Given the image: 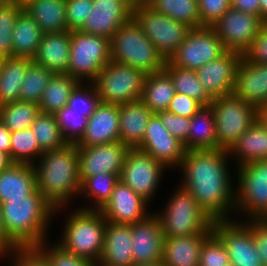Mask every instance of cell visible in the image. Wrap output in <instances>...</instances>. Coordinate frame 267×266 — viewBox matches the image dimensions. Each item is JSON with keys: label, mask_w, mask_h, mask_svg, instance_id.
Listing matches in <instances>:
<instances>
[{"label": "cell", "mask_w": 267, "mask_h": 266, "mask_svg": "<svg viewBox=\"0 0 267 266\" xmlns=\"http://www.w3.org/2000/svg\"><path fill=\"white\" fill-rule=\"evenodd\" d=\"M231 6L244 13L260 15V0H232Z\"/></svg>", "instance_id": "cell-55"}, {"label": "cell", "mask_w": 267, "mask_h": 266, "mask_svg": "<svg viewBox=\"0 0 267 266\" xmlns=\"http://www.w3.org/2000/svg\"><path fill=\"white\" fill-rule=\"evenodd\" d=\"M54 116L66 143L77 144L83 137L88 123L84 113L73 111L66 105Z\"/></svg>", "instance_id": "cell-43"}, {"label": "cell", "mask_w": 267, "mask_h": 266, "mask_svg": "<svg viewBox=\"0 0 267 266\" xmlns=\"http://www.w3.org/2000/svg\"><path fill=\"white\" fill-rule=\"evenodd\" d=\"M260 18L267 23V0H260Z\"/></svg>", "instance_id": "cell-60"}, {"label": "cell", "mask_w": 267, "mask_h": 266, "mask_svg": "<svg viewBox=\"0 0 267 266\" xmlns=\"http://www.w3.org/2000/svg\"><path fill=\"white\" fill-rule=\"evenodd\" d=\"M119 142V105L100 103L88 118L83 137L77 147Z\"/></svg>", "instance_id": "cell-23"}, {"label": "cell", "mask_w": 267, "mask_h": 266, "mask_svg": "<svg viewBox=\"0 0 267 266\" xmlns=\"http://www.w3.org/2000/svg\"><path fill=\"white\" fill-rule=\"evenodd\" d=\"M148 203L119 180L112 192L110 201L101 212L109 222L133 224L150 215L146 208Z\"/></svg>", "instance_id": "cell-22"}, {"label": "cell", "mask_w": 267, "mask_h": 266, "mask_svg": "<svg viewBox=\"0 0 267 266\" xmlns=\"http://www.w3.org/2000/svg\"><path fill=\"white\" fill-rule=\"evenodd\" d=\"M176 91L170 76L164 71L147 74L141 101L154 113L167 111Z\"/></svg>", "instance_id": "cell-34"}, {"label": "cell", "mask_w": 267, "mask_h": 266, "mask_svg": "<svg viewBox=\"0 0 267 266\" xmlns=\"http://www.w3.org/2000/svg\"><path fill=\"white\" fill-rule=\"evenodd\" d=\"M213 234L222 242L233 266H263L256 250L250 228L231 219L216 220L212 225Z\"/></svg>", "instance_id": "cell-15"}, {"label": "cell", "mask_w": 267, "mask_h": 266, "mask_svg": "<svg viewBox=\"0 0 267 266\" xmlns=\"http://www.w3.org/2000/svg\"><path fill=\"white\" fill-rule=\"evenodd\" d=\"M30 128L43 152L58 149L67 144L54 114L40 112Z\"/></svg>", "instance_id": "cell-40"}, {"label": "cell", "mask_w": 267, "mask_h": 266, "mask_svg": "<svg viewBox=\"0 0 267 266\" xmlns=\"http://www.w3.org/2000/svg\"><path fill=\"white\" fill-rule=\"evenodd\" d=\"M79 81L68 74H54L39 101L41 112L55 114L67 105Z\"/></svg>", "instance_id": "cell-36"}, {"label": "cell", "mask_w": 267, "mask_h": 266, "mask_svg": "<svg viewBox=\"0 0 267 266\" xmlns=\"http://www.w3.org/2000/svg\"><path fill=\"white\" fill-rule=\"evenodd\" d=\"M265 24L260 15L244 13L231 6L212 25V28L227 51H235L243 55Z\"/></svg>", "instance_id": "cell-13"}, {"label": "cell", "mask_w": 267, "mask_h": 266, "mask_svg": "<svg viewBox=\"0 0 267 266\" xmlns=\"http://www.w3.org/2000/svg\"><path fill=\"white\" fill-rule=\"evenodd\" d=\"M53 75L52 71L33 62L22 80L19 100L39 104L42 94Z\"/></svg>", "instance_id": "cell-41"}, {"label": "cell", "mask_w": 267, "mask_h": 266, "mask_svg": "<svg viewBox=\"0 0 267 266\" xmlns=\"http://www.w3.org/2000/svg\"><path fill=\"white\" fill-rule=\"evenodd\" d=\"M153 114L141 100L119 105V142L137 149Z\"/></svg>", "instance_id": "cell-25"}, {"label": "cell", "mask_w": 267, "mask_h": 266, "mask_svg": "<svg viewBox=\"0 0 267 266\" xmlns=\"http://www.w3.org/2000/svg\"><path fill=\"white\" fill-rule=\"evenodd\" d=\"M165 208L164 212H160L162 214L156 213L165 237L213 234L214 220L206 214L185 187L179 186Z\"/></svg>", "instance_id": "cell-6"}, {"label": "cell", "mask_w": 267, "mask_h": 266, "mask_svg": "<svg viewBox=\"0 0 267 266\" xmlns=\"http://www.w3.org/2000/svg\"><path fill=\"white\" fill-rule=\"evenodd\" d=\"M228 155L225 149L188 150L179 166L184 175L181 186L214 221L231 219L229 212L235 210V192L226 163Z\"/></svg>", "instance_id": "cell-1"}, {"label": "cell", "mask_w": 267, "mask_h": 266, "mask_svg": "<svg viewBox=\"0 0 267 266\" xmlns=\"http://www.w3.org/2000/svg\"><path fill=\"white\" fill-rule=\"evenodd\" d=\"M16 248L17 247L8 239V237L5 234V229L2 221V213L0 208V257H4V255L11 256L12 255L11 252Z\"/></svg>", "instance_id": "cell-56"}, {"label": "cell", "mask_w": 267, "mask_h": 266, "mask_svg": "<svg viewBox=\"0 0 267 266\" xmlns=\"http://www.w3.org/2000/svg\"><path fill=\"white\" fill-rule=\"evenodd\" d=\"M137 149L152 156L165 168L179 167L186 152L184 144L167 131L156 114L149 119L143 141Z\"/></svg>", "instance_id": "cell-17"}, {"label": "cell", "mask_w": 267, "mask_h": 266, "mask_svg": "<svg viewBox=\"0 0 267 266\" xmlns=\"http://www.w3.org/2000/svg\"><path fill=\"white\" fill-rule=\"evenodd\" d=\"M37 189L32 164L13 163L0 172V204L10 199L26 198Z\"/></svg>", "instance_id": "cell-28"}, {"label": "cell", "mask_w": 267, "mask_h": 266, "mask_svg": "<svg viewBox=\"0 0 267 266\" xmlns=\"http://www.w3.org/2000/svg\"><path fill=\"white\" fill-rule=\"evenodd\" d=\"M233 94L259 108L267 104V64L253 63L244 55L237 67Z\"/></svg>", "instance_id": "cell-21"}, {"label": "cell", "mask_w": 267, "mask_h": 266, "mask_svg": "<svg viewBox=\"0 0 267 266\" xmlns=\"http://www.w3.org/2000/svg\"><path fill=\"white\" fill-rule=\"evenodd\" d=\"M165 169L149 154L138 149H130L125 157L120 181L148 202L155 195L162 171Z\"/></svg>", "instance_id": "cell-14"}, {"label": "cell", "mask_w": 267, "mask_h": 266, "mask_svg": "<svg viewBox=\"0 0 267 266\" xmlns=\"http://www.w3.org/2000/svg\"><path fill=\"white\" fill-rule=\"evenodd\" d=\"M241 53L227 51L220 58L210 61L196 70L207 93L214 99L233 94Z\"/></svg>", "instance_id": "cell-20"}, {"label": "cell", "mask_w": 267, "mask_h": 266, "mask_svg": "<svg viewBox=\"0 0 267 266\" xmlns=\"http://www.w3.org/2000/svg\"><path fill=\"white\" fill-rule=\"evenodd\" d=\"M88 86H83V82H79L72 90L67 106L73 111L84 113L89 118L101 103L97 89L93 82Z\"/></svg>", "instance_id": "cell-45"}, {"label": "cell", "mask_w": 267, "mask_h": 266, "mask_svg": "<svg viewBox=\"0 0 267 266\" xmlns=\"http://www.w3.org/2000/svg\"><path fill=\"white\" fill-rule=\"evenodd\" d=\"M67 218L62 241L65 251L98 263L104 247L107 220L101 211L77 209Z\"/></svg>", "instance_id": "cell-4"}, {"label": "cell", "mask_w": 267, "mask_h": 266, "mask_svg": "<svg viewBox=\"0 0 267 266\" xmlns=\"http://www.w3.org/2000/svg\"><path fill=\"white\" fill-rule=\"evenodd\" d=\"M41 110L34 102L15 101L0 106V121L11 132L30 128Z\"/></svg>", "instance_id": "cell-39"}, {"label": "cell", "mask_w": 267, "mask_h": 266, "mask_svg": "<svg viewBox=\"0 0 267 266\" xmlns=\"http://www.w3.org/2000/svg\"><path fill=\"white\" fill-rule=\"evenodd\" d=\"M38 159L37 165H33L37 189L55 212L59 211L80 191L77 144L67 143L61 148L46 151Z\"/></svg>", "instance_id": "cell-2"}, {"label": "cell", "mask_w": 267, "mask_h": 266, "mask_svg": "<svg viewBox=\"0 0 267 266\" xmlns=\"http://www.w3.org/2000/svg\"><path fill=\"white\" fill-rule=\"evenodd\" d=\"M217 149L216 122L211 105L202 106L190 118L188 150Z\"/></svg>", "instance_id": "cell-33"}, {"label": "cell", "mask_w": 267, "mask_h": 266, "mask_svg": "<svg viewBox=\"0 0 267 266\" xmlns=\"http://www.w3.org/2000/svg\"><path fill=\"white\" fill-rule=\"evenodd\" d=\"M13 163L9 154L0 151V172L9 168Z\"/></svg>", "instance_id": "cell-58"}, {"label": "cell", "mask_w": 267, "mask_h": 266, "mask_svg": "<svg viewBox=\"0 0 267 266\" xmlns=\"http://www.w3.org/2000/svg\"><path fill=\"white\" fill-rule=\"evenodd\" d=\"M131 226L134 263L150 264L162 261L165 235L156 213Z\"/></svg>", "instance_id": "cell-19"}, {"label": "cell", "mask_w": 267, "mask_h": 266, "mask_svg": "<svg viewBox=\"0 0 267 266\" xmlns=\"http://www.w3.org/2000/svg\"><path fill=\"white\" fill-rule=\"evenodd\" d=\"M0 208L5 234L16 247H37L46 241L55 209L38 189L26 198L5 201Z\"/></svg>", "instance_id": "cell-3"}, {"label": "cell", "mask_w": 267, "mask_h": 266, "mask_svg": "<svg viewBox=\"0 0 267 266\" xmlns=\"http://www.w3.org/2000/svg\"><path fill=\"white\" fill-rule=\"evenodd\" d=\"M238 160V167L258 160H267V128L256 120L228 150Z\"/></svg>", "instance_id": "cell-30"}, {"label": "cell", "mask_w": 267, "mask_h": 266, "mask_svg": "<svg viewBox=\"0 0 267 266\" xmlns=\"http://www.w3.org/2000/svg\"><path fill=\"white\" fill-rule=\"evenodd\" d=\"M131 266H166L163 261L157 262V263H150V264H137L134 263Z\"/></svg>", "instance_id": "cell-62"}, {"label": "cell", "mask_w": 267, "mask_h": 266, "mask_svg": "<svg viewBox=\"0 0 267 266\" xmlns=\"http://www.w3.org/2000/svg\"><path fill=\"white\" fill-rule=\"evenodd\" d=\"M32 59L6 57L0 65V106L19 100L22 80Z\"/></svg>", "instance_id": "cell-32"}, {"label": "cell", "mask_w": 267, "mask_h": 266, "mask_svg": "<svg viewBox=\"0 0 267 266\" xmlns=\"http://www.w3.org/2000/svg\"><path fill=\"white\" fill-rule=\"evenodd\" d=\"M111 61L129 65L146 74L162 71L164 58L132 18L110 39Z\"/></svg>", "instance_id": "cell-5"}, {"label": "cell", "mask_w": 267, "mask_h": 266, "mask_svg": "<svg viewBox=\"0 0 267 266\" xmlns=\"http://www.w3.org/2000/svg\"><path fill=\"white\" fill-rule=\"evenodd\" d=\"M202 107L200 103L191 97L177 93L170 101L167 111L179 116L191 118Z\"/></svg>", "instance_id": "cell-53"}, {"label": "cell", "mask_w": 267, "mask_h": 266, "mask_svg": "<svg viewBox=\"0 0 267 266\" xmlns=\"http://www.w3.org/2000/svg\"><path fill=\"white\" fill-rule=\"evenodd\" d=\"M129 150L130 148L121 142L77 147L80 178L101 173L120 175Z\"/></svg>", "instance_id": "cell-18"}, {"label": "cell", "mask_w": 267, "mask_h": 266, "mask_svg": "<svg viewBox=\"0 0 267 266\" xmlns=\"http://www.w3.org/2000/svg\"><path fill=\"white\" fill-rule=\"evenodd\" d=\"M110 61V39L79 30L71 31L68 75L79 82L86 79L91 83Z\"/></svg>", "instance_id": "cell-7"}, {"label": "cell", "mask_w": 267, "mask_h": 266, "mask_svg": "<svg viewBox=\"0 0 267 266\" xmlns=\"http://www.w3.org/2000/svg\"><path fill=\"white\" fill-rule=\"evenodd\" d=\"M133 8L141 5H148L150 0H126Z\"/></svg>", "instance_id": "cell-61"}, {"label": "cell", "mask_w": 267, "mask_h": 266, "mask_svg": "<svg viewBox=\"0 0 267 266\" xmlns=\"http://www.w3.org/2000/svg\"><path fill=\"white\" fill-rule=\"evenodd\" d=\"M257 120L267 128V104L257 108Z\"/></svg>", "instance_id": "cell-59"}, {"label": "cell", "mask_w": 267, "mask_h": 266, "mask_svg": "<svg viewBox=\"0 0 267 266\" xmlns=\"http://www.w3.org/2000/svg\"><path fill=\"white\" fill-rule=\"evenodd\" d=\"M230 7V0H198L200 27H212Z\"/></svg>", "instance_id": "cell-50"}, {"label": "cell", "mask_w": 267, "mask_h": 266, "mask_svg": "<svg viewBox=\"0 0 267 266\" xmlns=\"http://www.w3.org/2000/svg\"><path fill=\"white\" fill-rule=\"evenodd\" d=\"M12 1H15L21 5H24L25 3H27L29 0H12Z\"/></svg>", "instance_id": "cell-64"}, {"label": "cell", "mask_w": 267, "mask_h": 266, "mask_svg": "<svg viewBox=\"0 0 267 266\" xmlns=\"http://www.w3.org/2000/svg\"><path fill=\"white\" fill-rule=\"evenodd\" d=\"M12 252L13 266H50L48 258L37 247H17Z\"/></svg>", "instance_id": "cell-51"}, {"label": "cell", "mask_w": 267, "mask_h": 266, "mask_svg": "<svg viewBox=\"0 0 267 266\" xmlns=\"http://www.w3.org/2000/svg\"><path fill=\"white\" fill-rule=\"evenodd\" d=\"M133 19L165 61L176 52L191 29L184 23L155 12L148 5L134 7Z\"/></svg>", "instance_id": "cell-10"}, {"label": "cell", "mask_w": 267, "mask_h": 266, "mask_svg": "<svg viewBox=\"0 0 267 266\" xmlns=\"http://www.w3.org/2000/svg\"><path fill=\"white\" fill-rule=\"evenodd\" d=\"M148 6L190 28L200 27L198 0H150Z\"/></svg>", "instance_id": "cell-38"}, {"label": "cell", "mask_w": 267, "mask_h": 266, "mask_svg": "<svg viewBox=\"0 0 267 266\" xmlns=\"http://www.w3.org/2000/svg\"><path fill=\"white\" fill-rule=\"evenodd\" d=\"M147 74L110 61L93 81L102 103L121 105L141 99Z\"/></svg>", "instance_id": "cell-8"}, {"label": "cell", "mask_w": 267, "mask_h": 266, "mask_svg": "<svg viewBox=\"0 0 267 266\" xmlns=\"http://www.w3.org/2000/svg\"><path fill=\"white\" fill-rule=\"evenodd\" d=\"M71 31L44 33L33 62L54 74H68Z\"/></svg>", "instance_id": "cell-26"}, {"label": "cell", "mask_w": 267, "mask_h": 266, "mask_svg": "<svg viewBox=\"0 0 267 266\" xmlns=\"http://www.w3.org/2000/svg\"><path fill=\"white\" fill-rule=\"evenodd\" d=\"M35 20L23 10L12 32V51L14 57L34 59L43 36Z\"/></svg>", "instance_id": "cell-31"}, {"label": "cell", "mask_w": 267, "mask_h": 266, "mask_svg": "<svg viewBox=\"0 0 267 266\" xmlns=\"http://www.w3.org/2000/svg\"><path fill=\"white\" fill-rule=\"evenodd\" d=\"M243 55L253 63L267 64V23L259 30L250 48Z\"/></svg>", "instance_id": "cell-54"}, {"label": "cell", "mask_w": 267, "mask_h": 266, "mask_svg": "<svg viewBox=\"0 0 267 266\" xmlns=\"http://www.w3.org/2000/svg\"><path fill=\"white\" fill-rule=\"evenodd\" d=\"M23 5L11 1L0 7V57H12V32Z\"/></svg>", "instance_id": "cell-44"}, {"label": "cell", "mask_w": 267, "mask_h": 266, "mask_svg": "<svg viewBox=\"0 0 267 266\" xmlns=\"http://www.w3.org/2000/svg\"><path fill=\"white\" fill-rule=\"evenodd\" d=\"M163 70L170 76L177 93L191 97L202 106L211 105L213 98L205 90L196 71L177 67L168 60Z\"/></svg>", "instance_id": "cell-35"}, {"label": "cell", "mask_w": 267, "mask_h": 266, "mask_svg": "<svg viewBox=\"0 0 267 266\" xmlns=\"http://www.w3.org/2000/svg\"><path fill=\"white\" fill-rule=\"evenodd\" d=\"M23 7L43 33L69 31L66 19V0H29Z\"/></svg>", "instance_id": "cell-29"}, {"label": "cell", "mask_w": 267, "mask_h": 266, "mask_svg": "<svg viewBox=\"0 0 267 266\" xmlns=\"http://www.w3.org/2000/svg\"><path fill=\"white\" fill-rule=\"evenodd\" d=\"M156 115L161 120L163 126L174 137L178 138L188 151V134L190 128V118L179 116L168 111L157 112Z\"/></svg>", "instance_id": "cell-48"}, {"label": "cell", "mask_w": 267, "mask_h": 266, "mask_svg": "<svg viewBox=\"0 0 267 266\" xmlns=\"http://www.w3.org/2000/svg\"><path fill=\"white\" fill-rule=\"evenodd\" d=\"M226 52L227 49L213 28L202 26L188 31L185 40L168 61L177 67L196 71Z\"/></svg>", "instance_id": "cell-12"}, {"label": "cell", "mask_w": 267, "mask_h": 266, "mask_svg": "<svg viewBox=\"0 0 267 266\" xmlns=\"http://www.w3.org/2000/svg\"><path fill=\"white\" fill-rule=\"evenodd\" d=\"M0 151L10 155L11 158V131L0 121Z\"/></svg>", "instance_id": "cell-57"}, {"label": "cell", "mask_w": 267, "mask_h": 266, "mask_svg": "<svg viewBox=\"0 0 267 266\" xmlns=\"http://www.w3.org/2000/svg\"><path fill=\"white\" fill-rule=\"evenodd\" d=\"M237 174L235 211L245 212L251 219H267V160L241 165Z\"/></svg>", "instance_id": "cell-11"}, {"label": "cell", "mask_w": 267, "mask_h": 266, "mask_svg": "<svg viewBox=\"0 0 267 266\" xmlns=\"http://www.w3.org/2000/svg\"><path fill=\"white\" fill-rule=\"evenodd\" d=\"M43 153L31 128L11 132V160L14 163L36 165L34 159Z\"/></svg>", "instance_id": "cell-42"}, {"label": "cell", "mask_w": 267, "mask_h": 266, "mask_svg": "<svg viewBox=\"0 0 267 266\" xmlns=\"http://www.w3.org/2000/svg\"><path fill=\"white\" fill-rule=\"evenodd\" d=\"M216 122L217 149L229 150L257 120V108L234 94L211 102Z\"/></svg>", "instance_id": "cell-9"}, {"label": "cell", "mask_w": 267, "mask_h": 266, "mask_svg": "<svg viewBox=\"0 0 267 266\" xmlns=\"http://www.w3.org/2000/svg\"><path fill=\"white\" fill-rule=\"evenodd\" d=\"M93 7L79 31L111 39L133 18V7L126 0H92Z\"/></svg>", "instance_id": "cell-16"}, {"label": "cell", "mask_w": 267, "mask_h": 266, "mask_svg": "<svg viewBox=\"0 0 267 266\" xmlns=\"http://www.w3.org/2000/svg\"><path fill=\"white\" fill-rule=\"evenodd\" d=\"M246 222L250 228L256 250L262 260L263 266H267V219H251Z\"/></svg>", "instance_id": "cell-52"}, {"label": "cell", "mask_w": 267, "mask_h": 266, "mask_svg": "<svg viewBox=\"0 0 267 266\" xmlns=\"http://www.w3.org/2000/svg\"><path fill=\"white\" fill-rule=\"evenodd\" d=\"M132 226L131 224L107 221L104 233V247L98 266H131Z\"/></svg>", "instance_id": "cell-24"}, {"label": "cell", "mask_w": 267, "mask_h": 266, "mask_svg": "<svg viewBox=\"0 0 267 266\" xmlns=\"http://www.w3.org/2000/svg\"><path fill=\"white\" fill-rule=\"evenodd\" d=\"M93 7L92 0H66V19L69 31L79 30Z\"/></svg>", "instance_id": "cell-49"}, {"label": "cell", "mask_w": 267, "mask_h": 266, "mask_svg": "<svg viewBox=\"0 0 267 266\" xmlns=\"http://www.w3.org/2000/svg\"><path fill=\"white\" fill-rule=\"evenodd\" d=\"M12 0H0V7L8 4L9 2H11Z\"/></svg>", "instance_id": "cell-63"}, {"label": "cell", "mask_w": 267, "mask_h": 266, "mask_svg": "<svg viewBox=\"0 0 267 266\" xmlns=\"http://www.w3.org/2000/svg\"><path fill=\"white\" fill-rule=\"evenodd\" d=\"M42 242L37 248L48 258L50 266H98L96 263L65 251L57 242L52 246ZM48 247H50L48 249Z\"/></svg>", "instance_id": "cell-46"}, {"label": "cell", "mask_w": 267, "mask_h": 266, "mask_svg": "<svg viewBox=\"0 0 267 266\" xmlns=\"http://www.w3.org/2000/svg\"><path fill=\"white\" fill-rule=\"evenodd\" d=\"M211 235L165 237L162 261L166 266H199L201 248Z\"/></svg>", "instance_id": "cell-27"}, {"label": "cell", "mask_w": 267, "mask_h": 266, "mask_svg": "<svg viewBox=\"0 0 267 266\" xmlns=\"http://www.w3.org/2000/svg\"><path fill=\"white\" fill-rule=\"evenodd\" d=\"M119 180L120 175L115 173H101L88 178H81L79 195L83 193L91 200L93 198L96 203L95 207H82L81 209L101 211L110 201L112 192Z\"/></svg>", "instance_id": "cell-37"}, {"label": "cell", "mask_w": 267, "mask_h": 266, "mask_svg": "<svg viewBox=\"0 0 267 266\" xmlns=\"http://www.w3.org/2000/svg\"><path fill=\"white\" fill-rule=\"evenodd\" d=\"M230 259L222 242L212 234L203 244L199 266H227Z\"/></svg>", "instance_id": "cell-47"}]
</instances>
